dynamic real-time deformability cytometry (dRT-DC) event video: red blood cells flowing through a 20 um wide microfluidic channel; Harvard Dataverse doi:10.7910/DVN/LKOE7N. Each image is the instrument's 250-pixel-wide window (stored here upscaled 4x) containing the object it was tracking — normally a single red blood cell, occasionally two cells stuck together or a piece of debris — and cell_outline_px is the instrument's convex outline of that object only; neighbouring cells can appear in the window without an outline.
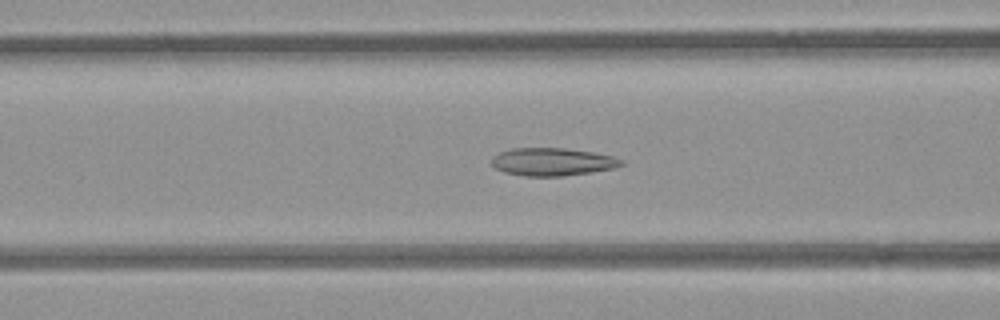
{"species": "common noctule bat (a hibernating species)", "species_latin": "Nyctalus noctula", "temperature_condition": "room temperature", "stored_images_in_passage": 37, "camera_frame_rate_fps": 3000, "um_per_image_px": 0.085, "animal": {"sex": "female", "body_mass_g": 21.9}, "frame": {"image": 1, "passage_image": 5, "time_ms": 1.333, "image_size_px": [1000, 320], "cell_outline_px": [[624, 164], [612, 168], [592, 172], [560, 176], [524, 176], [504, 172], [496, 168], [492, 164], [492, 156], [500, 152], [512, 148], [564, 148], [592, 152], [612, 156], [624, 160]], "centroid_in_image_um": [46.94, 13.75], "position_along_channel_um": 119.7, "area_um2": 20.92}}
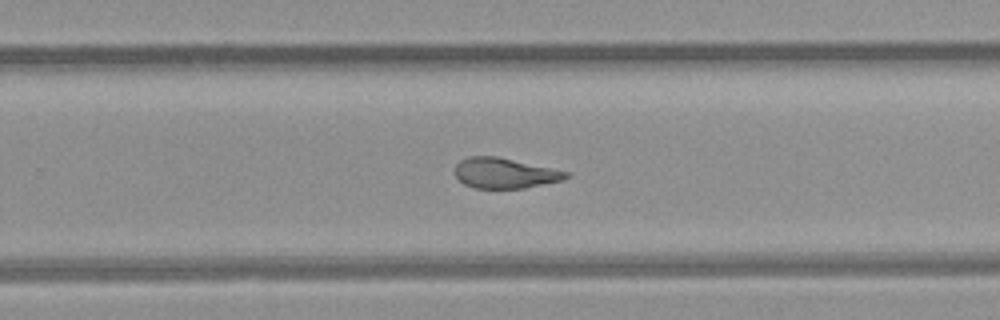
{"frame": {"image": 2, "passage_image": 18, "time_ms": 5.667, "image_size_px": [1000, 320], "cell_outline_px": [[572, 176], [564, 180], [524, 188], [476, 188], [464, 184], [456, 176], [456, 164], [460, 160], [468, 156], [496, 156], [572, 172]], "centroid_in_image_um": [42.97, 14.71], "position_along_channel_um": 286.8, "area_um2": 19.77}}
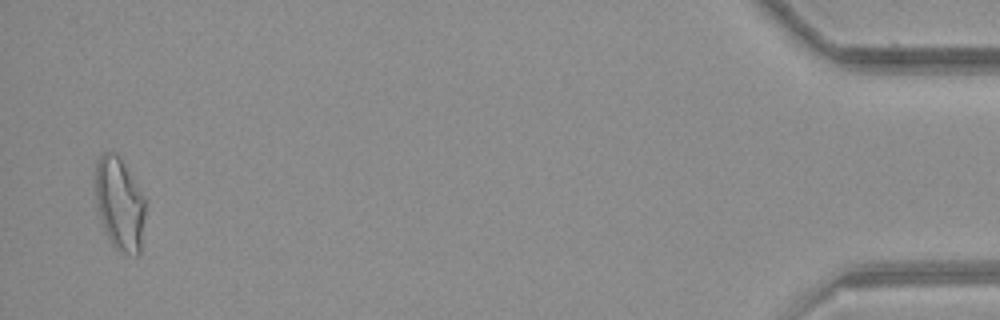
{"frame": {"image": 3, "passage_image": 36, "time_ms": 11.667, "image_size_px": [1000, 320], "cell_outline_px": [[144, 216], [140, 256], [136, 256], [124, 252], [116, 248], [112, 244], [100, 224], [96, 204], [96, 164], [100, 152], [116, 152], [120, 156], [140, 192], [144, 200]], "centroid_in_image_um": [10.13, 17.33], "position_along_channel_um": 425.1, "area_um2": 26.88}, "authors_computed_cell_mechanics": {"area_um2": 20.9236, "velocity_mm_per_s": 3.8625, "shape_relaxation_time_tau1_ms": null, "shape_relaxation_time_tau2_ms": 2.2121, "deformation_change_tau1": null, "deformation_change_tau2": 0.0882}}